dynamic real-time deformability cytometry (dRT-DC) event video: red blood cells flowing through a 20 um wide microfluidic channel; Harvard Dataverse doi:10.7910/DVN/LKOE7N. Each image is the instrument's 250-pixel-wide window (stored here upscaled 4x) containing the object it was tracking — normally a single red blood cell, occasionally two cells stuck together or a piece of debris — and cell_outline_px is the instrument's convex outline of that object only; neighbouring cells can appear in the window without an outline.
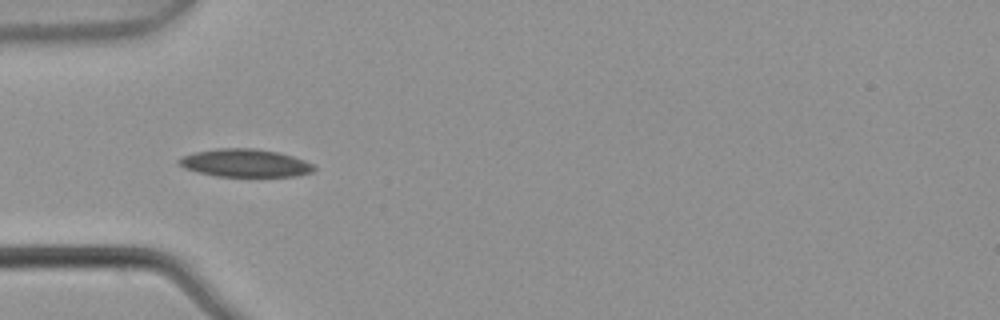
{"species": "common noctule bat (a hibernating species)", "species_latin": "Nyctalus noctula", "temperature_condition": "warm", "stored_images_in_passage": 6, "camera_frame_rate_fps": 3000, "um_per_image_px": 0.085, "animal": {"sex": "male", "body_mass_g": 21.5, "forearm_length_mm": 52.0}, "frame": {"image": 1, "passage_image": 3, "time_ms": 0.667, "image_size_px": [1000, 320], "cell_outline_px": [[316, 168], [312, 172], [296, 176], [216, 176], [196, 172], [184, 168], [176, 164], [176, 160], [192, 152], [220, 148], [256, 148], [280, 152], [304, 160], [312, 164]], "centroid_in_image_um": [20.79, 13.85], "position_along_channel_um": 64.2, "area_um2": 22.14}}
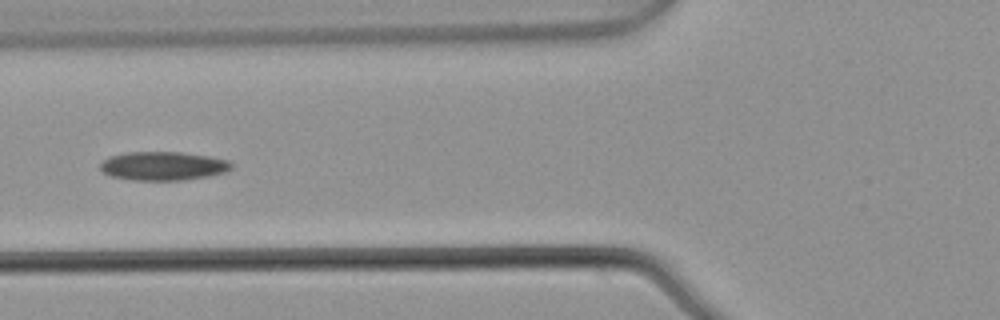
{"frame": {"image": 2, "passage_image": 4, "time_ms": 1.0, "image_size_px": [1000, 320], "cell_outline_px": [[232, 168], [224, 172], [208, 176], [184, 180], [132, 180], [112, 176], [104, 172], [100, 168], [100, 164], [104, 160], [112, 156], [128, 152], [180, 152], [208, 156], [228, 160], [232, 164]], "centroid_in_image_um": [13.88, 14.11], "position_along_channel_um": 111.9, "area_um2": 21.73}}
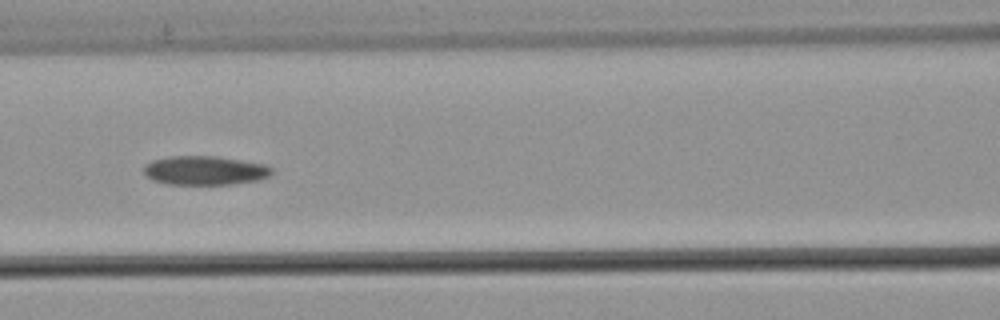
{"frame": {"image": 3, "passage_image": 5, "time_ms": 1.333, "image_size_px": [1000, 320], "cell_outline_px": [[272, 172], [268, 176], [260, 180], [232, 184], [168, 184], [152, 180], [144, 172], [144, 164], [152, 160], [168, 156], [216, 156], [264, 164], [272, 168]], "centroid_in_image_um": [17.39, 14.48], "position_along_channel_um": 149.2, "area_um2": 21.62}}